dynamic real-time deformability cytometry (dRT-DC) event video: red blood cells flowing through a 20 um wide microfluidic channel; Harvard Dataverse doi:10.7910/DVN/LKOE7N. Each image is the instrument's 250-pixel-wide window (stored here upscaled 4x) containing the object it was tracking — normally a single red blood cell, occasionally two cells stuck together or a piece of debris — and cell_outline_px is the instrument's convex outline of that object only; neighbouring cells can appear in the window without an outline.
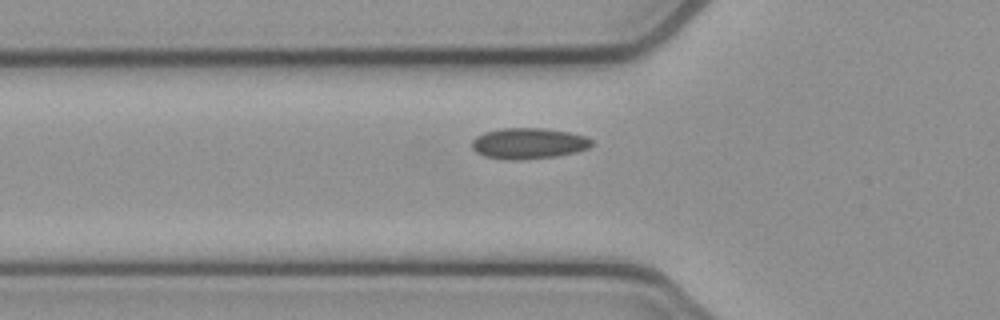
{"species": "common noctule bat (a hibernating species)", "species_latin": "Nyctalus noctula", "temperature_condition": "cold", "stored_images_in_passage": 36, "camera_frame_rate_fps": 3000, "um_per_image_px": 0.085, "animal": {"sex": "female", "body_mass_g": 21.9}, "frame": {"image": 1, "passage_image": 5, "time_ms": 1.333, "image_size_px": [1000, 320], "cell_outline_px": [[592, 144], [588, 148], [576, 152], [556, 156], [520, 160], [508, 160], [484, 156], [476, 152], [472, 148], [472, 140], [476, 136], [484, 132], [500, 128], [544, 128], [568, 132], [584, 136], [592, 140]], "centroid_in_image_um": [44.89, 12.19], "position_along_channel_um": 80.9, "area_um2": 21.62}}
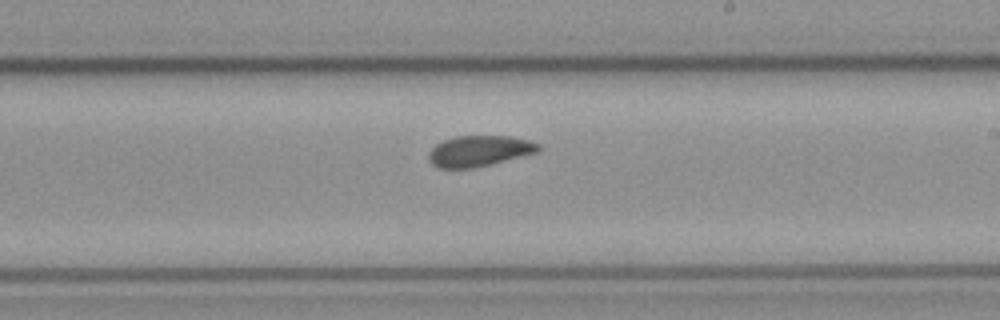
{"frame": {"image": 2, "passage_image": 18, "time_ms": 5.667, "image_size_px": [1000, 320], "cell_outline_px": [[540, 148], [536, 152], [492, 164], [472, 168], [436, 168], [428, 160], [428, 152], [436, 144], [444, 140], [456, 136], [512, 136], [528, 140], [540, 144]], "centroid_in_image_um": [40.7, 12.83], "position_along_channel_um": 248.3, "area_um2": 19.71}}
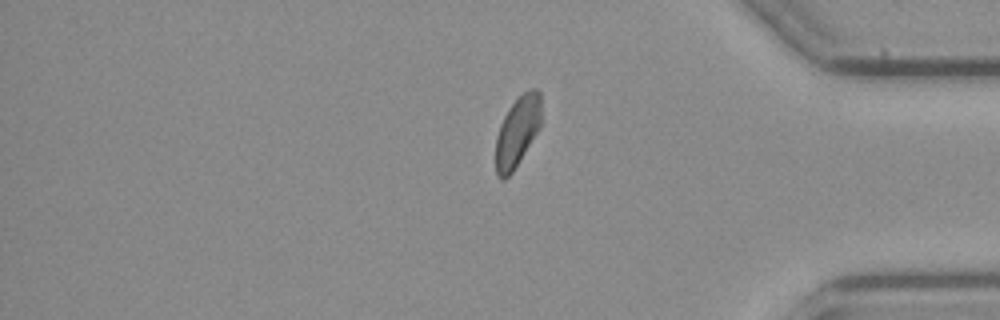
{"frame": {"image": 3, "passage_image": 31, "time_ms": 10.0, "image_size_px": [1000, 320], "cell_outline_px": [[540, 128], [512, 172], [504, 180], [500, 180], [496, 176], [496, 136], [500, 124], [508, 108], [524, 92], [532, 88], [536, 88], [540, 92]], "centroid_in_image_um": [43.96, 11.2], "position_along_channel_um": 391.2, "area_um2": 18.5}}